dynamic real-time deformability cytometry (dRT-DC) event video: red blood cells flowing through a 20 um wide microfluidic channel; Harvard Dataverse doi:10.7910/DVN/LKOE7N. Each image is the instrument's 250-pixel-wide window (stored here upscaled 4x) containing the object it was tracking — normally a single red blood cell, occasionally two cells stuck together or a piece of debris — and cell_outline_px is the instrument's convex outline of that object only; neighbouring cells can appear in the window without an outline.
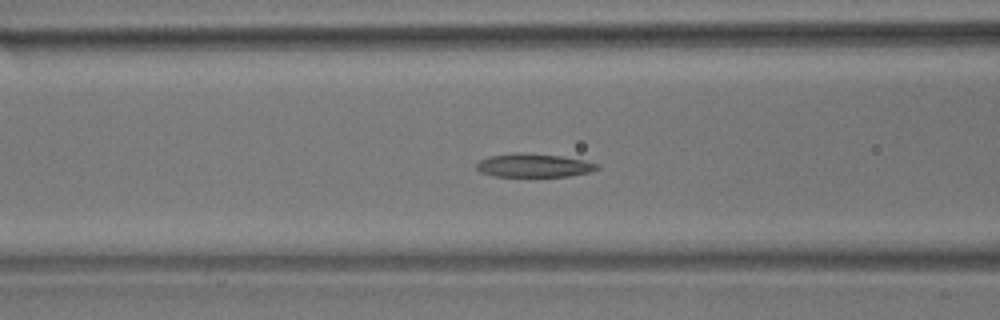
{"species": "common noctule bat (a hibernating species)", "species_latin": "Nyctalus noctula", "temperature_condition": "room temperature", "stored_images_in_passage": 52, "camera_frame_rate_fps": 3000, "um_per_image_px": 0.085, "animal": {"sex": "male", "body_mass_g": 17.9}, "frame": {"image": 1, "passage_image": 18, "time_ms": 5.667, "image_size_px": [1000, 320], "cell_outline_px": [[600, 168], [588, 172], [568, 176], [492, 176], [480, 172], [476, 168], [476, 164], [480, 160], [488, 156], [512, 152], [520, 152], [560, 156], [584, 160], [600, 164]], "centroid_in_image_um": [45.34, 14.05], "position_along_channel_um": 121.3, "area_um2": 16.59}}
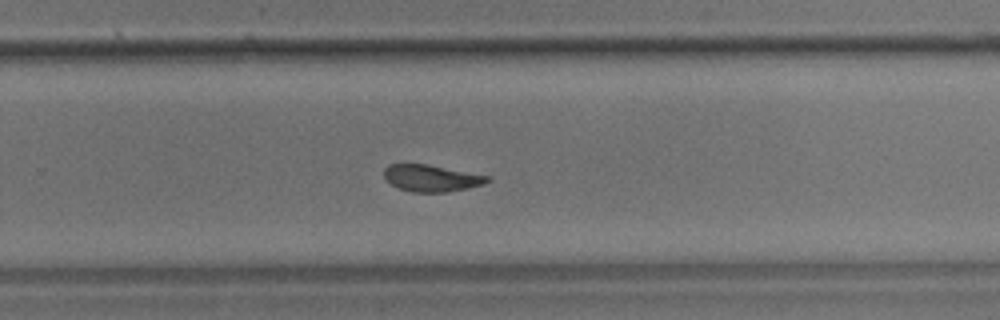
{"frame": {"image": 2, "passage_image": 32, "time_ms": 10.333, "image_size_px": [1000, 320], "cell_outline_px": [[492, 180], [484, 184], [468, 188], [448, 192], [412, 192], [400, 188], [392, 184], [384, 176], [384, 168], [388, 164], [428, 164], [488, 176]], "centroid_in_image_um": [36.68, 15.14], "position_along_channel_um": 293.1, "area_um2": 16.01}}
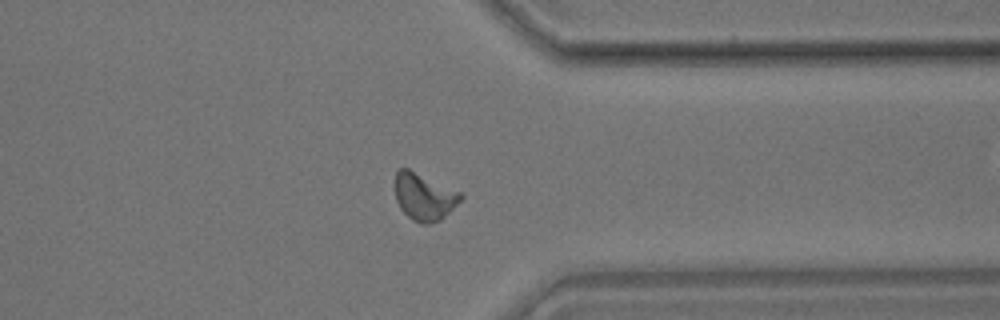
{"frame": {"image": 3, "passage_image": 39, "time_ms": 12.667, "image_size_px": [1000, 320], "cell_outline_px": [[464, 196], [440, 220], [432, 224], [420, 224], [412, 220], [400, 208], [396, 200], [396, 168], [408, 168], [460, 192]], "centroid_in_image_um": [36.03, 16.73], "position_along_channel_um": 375.4, "area_um2": 17.8}, "authors_computed_cell_mechanics": {"area_um2": 17.051, "velocity_mm_per_s": 3.6935, "shape_relaxation_time_tau1_ms": 7.1615, "shape_relaxation_time_tau2_ms": 2.7876, "deformation_change_tau1": 0.161, "deformation_change_tau2": 0.0943}}